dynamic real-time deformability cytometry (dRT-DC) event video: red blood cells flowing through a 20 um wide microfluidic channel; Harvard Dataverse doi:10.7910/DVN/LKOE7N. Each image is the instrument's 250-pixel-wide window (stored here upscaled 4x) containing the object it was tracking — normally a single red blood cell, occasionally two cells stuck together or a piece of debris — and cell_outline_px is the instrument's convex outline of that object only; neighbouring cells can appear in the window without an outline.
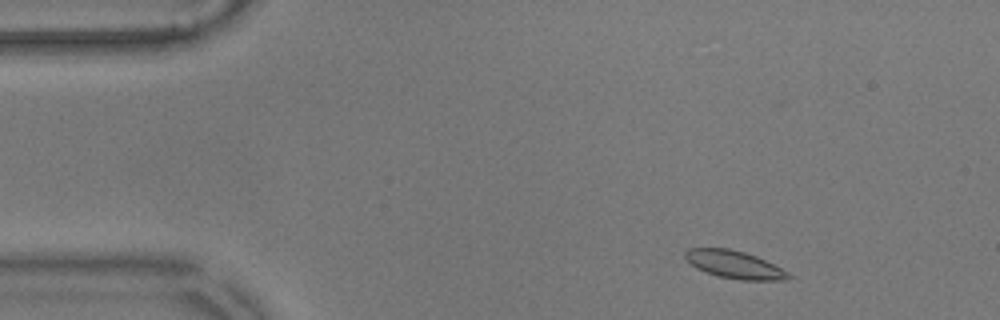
{"species": "common noctule bat (a hibernating species)", "species_latin": "Nyctalus noctula", "temperature_condition": "warm", "stored_images_in_passage": 51, "camera_frame_rate_fps": 3000, "um_per_image_px": 0.085, "animal": {"sex": "male", "body_mass_g": 17.9}, "frame": {"image": 1, "passage_image": 2, "time_ms": 0.333, "image_size_px": [1000, 320], "cell_outline_px": [[796, 276], [788, 280], [740, 280], [720, 276], [696, 268], [684, 256], [684, 252], [688, 248], [728, 248], [744, 252], [756, 256]], "centroid_in_image_um": [62.46, 22.49], "position_along_channel_um": 22.5, "area_um2": 16.53}}
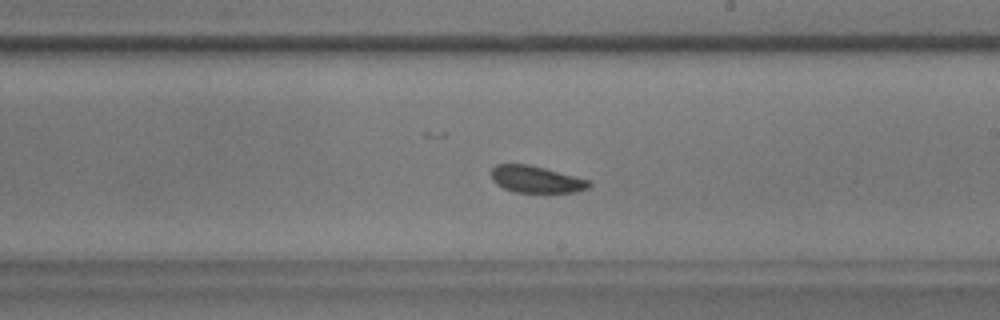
{"frame": {"image": 2, "passage_image": 27, "time_ms": 8.667, "image_size_px": [1000, 320], "cell_outline_px": [[592, 184], [588, 188], [576, 192], [516, 192], [504, 188], [496, 184], [492, 180], [492, 168], [496, 164], [528, 164], [592, 180]], "centroid_in_image_um": [45.6, 15.24], "position_along_channel_um": 243.4, "area_um2": 15.32}}
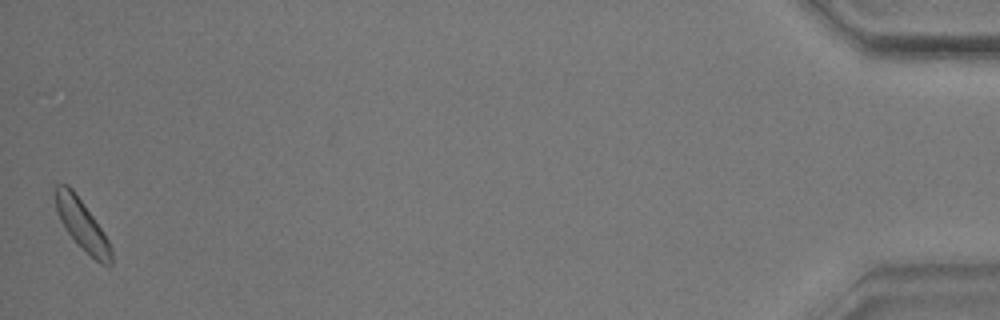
{"frame": {"image": 3, "passage_image": 51, "time_ms": 16.667, "image_size_px": [1000, 320], "cell_outline_px": [[112, 264], [100, 264], [76, 244], [64, 228], [56, 212], [52, 192], [52, 188], [56, 184], [68, 184], [72, 188], [92, 216], [108, 240], [112, 252]], "centroid_in_image_um": [6.89, 19.06], "position_along_channel_um": 428.3, "area_um2": 16.59}, "authors_computed_cell_mechanics": {"area_um2": 16.184, "velocity_mm_per_s": 3.5002, "shape_relaxation_time_tau1_ms": 2.1353, "shape_relaxation_time_tau2_ms": 1.7531, "deformation_change_tau1": 0.0577, "deformation_change_tau2": 0.0467}}